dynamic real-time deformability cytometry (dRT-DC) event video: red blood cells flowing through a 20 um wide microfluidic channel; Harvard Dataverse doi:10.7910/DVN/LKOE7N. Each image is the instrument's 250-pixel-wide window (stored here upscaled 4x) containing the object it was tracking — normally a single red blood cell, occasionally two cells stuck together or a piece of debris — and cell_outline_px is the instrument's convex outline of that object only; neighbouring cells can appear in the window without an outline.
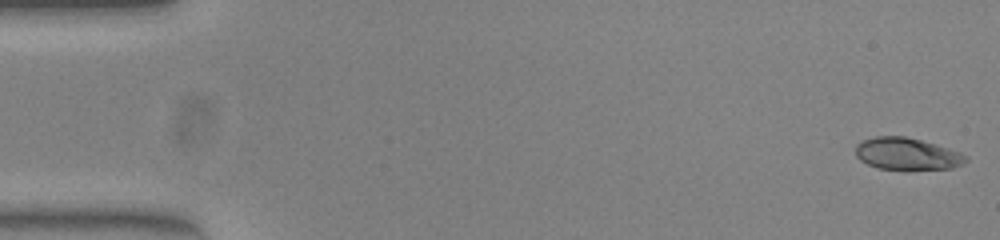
{"species": "common noctule bat (a hibernating species)", "species_latin": "Nyctalus noctula", "temperature_condition": "warm", "stored_images_in_passage": 52, "camera_frame_rate_fps": 3000, "um_per_image_px": 0.085, "animal": {"sex": "female", "body_mass_g": 23.0, "forearm_length_mm": 53.4}, "frame": {"image": 1, "passage_image": 1, "time_ms": 0.0, "image_size_px": [1000, 240], "cell_outline_px": [[968, 160], [964, 164], [952, 168], [908, 172], [904, 172], [876, 168], [860, 160], [856, 156], [856, 144], [864, 140], [876, 136], [904, 136], [920, 140], [960, 152], [968, 156]], "centroid_in_image_um": [77.11, 13.13], "position_along_channel_um": 7.9, "area_um2": 21.27}}
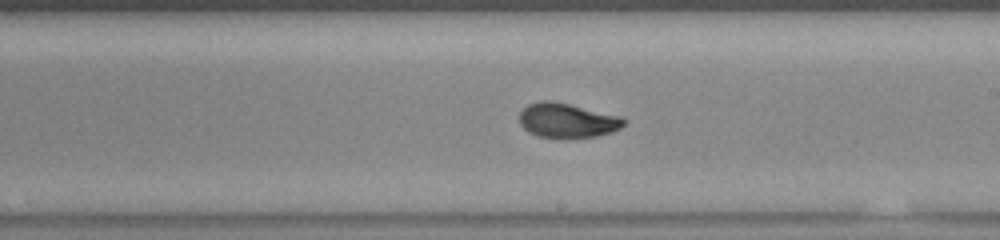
{"frame": {"image": 2, "passage_image": 30, "time_ms": 9.667, "image_size_px": [1000, 240], "cell_outline_px": [[628, 120], [620, 128], [612, 132], [596, 136], [560, 140], [536, 136], [528, 132], [520, 124], [520, 112], [528, 104], [540, 100], [552, 100], [624, 116]], "centroid_in_image_um": [48.24, 10.26], "position_along_channel_um": 240.8, "area_um2": 21.79}}
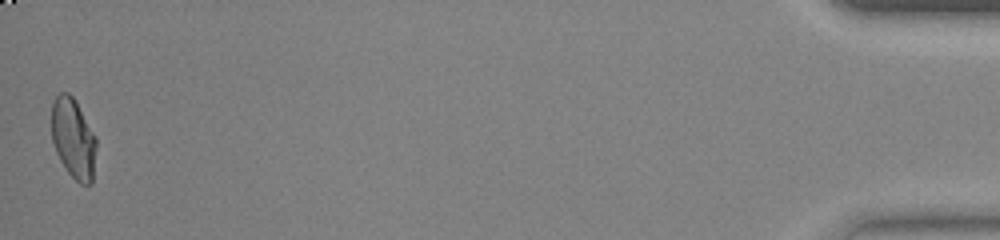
{"frame": {"image": 3, "passage_image": 52, "time_ms": 17.0, "image_size_px": [1000, 240], "cell_outline_px": [[96, 148], [92, 184], [80, 184], [68, 172], [60, 160], [56, 152], [52, 140], [52, 100], [60, 92], [68, 92], [76, 100], [96, 136]], "centroid_in_image_um": [6.24, 11.74], "position_along_channel_um": 429.0, "area_um2": 21.04}, "authors_computed_cell_mechanics": {"area_um2": 21.097, "velocity_mm_per_s": 3.894, "shape_relaxation_time_tau1_ms": 7.1943, "shape_relaxation_time_tau2_ms": 0.8722, "deformation_change_tau1": 0.2541, "deformation_change_tau2": 0.0581}}